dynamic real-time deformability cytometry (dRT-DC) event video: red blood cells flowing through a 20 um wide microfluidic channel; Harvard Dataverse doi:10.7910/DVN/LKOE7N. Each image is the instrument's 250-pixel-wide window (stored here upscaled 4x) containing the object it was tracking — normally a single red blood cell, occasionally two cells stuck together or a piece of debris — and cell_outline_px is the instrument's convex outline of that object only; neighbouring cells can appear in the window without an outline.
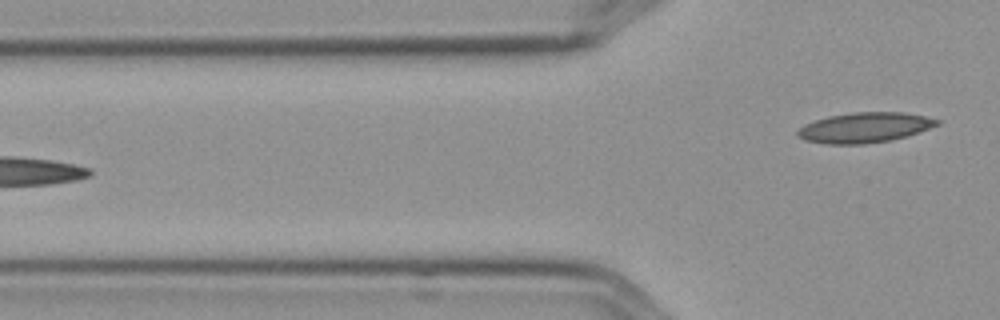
{"species": "Egyptian fruit bat (a non-hibernating species)", "species_latin": "Rousettus aegyptiacus", "temperature_condition": "cold", "stored_images_in_passage": 7, "camera_frame_rate_fps": 3000, "um_per_image_px": 0.085, "frame": {"image": 1, "passage_image": 7, "time_ms": 2.0, "image_size_px": [1000, 320], "cell_outline_px": [[940, 124], [908, 136], [892, 140], [864, 144], [828, 144], [804, 140], [796, 136], [796, 132], [804, 124], [828, 116], [852, 112], [904, 112], [924, 116], [940, 120]], "centroid_in_image_um": [73.49, 10.84], "position_along_channel_um": 52.3, "area_um2": 24.62}}